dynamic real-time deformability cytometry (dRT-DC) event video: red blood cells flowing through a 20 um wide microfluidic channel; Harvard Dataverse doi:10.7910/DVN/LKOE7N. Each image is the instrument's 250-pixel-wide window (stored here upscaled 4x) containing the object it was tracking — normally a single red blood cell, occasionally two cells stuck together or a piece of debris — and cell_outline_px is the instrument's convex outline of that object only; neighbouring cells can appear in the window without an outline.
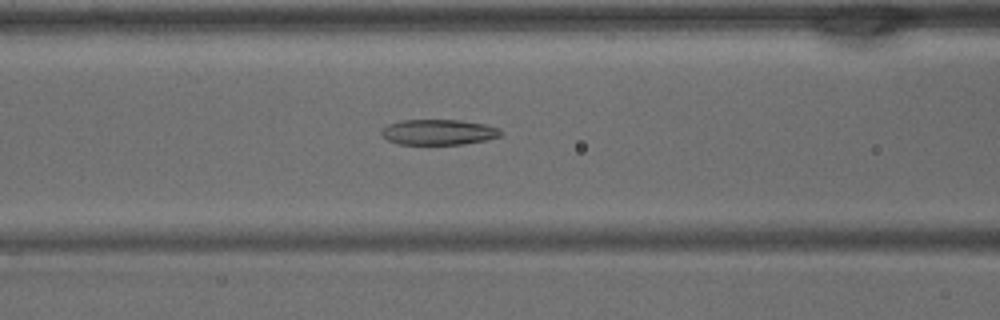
{"species": "common noctule bat (a hibernating species)", "species_latin": "Nyctalus noctula", "temperature_condition": "warm", "stored_images_in_passage": 37, "camera_frame_rate_fps": 3000, "um_per_image_px": 0.085, "animal": {"sex": "male", "body_mass_g": 15.6}, "frame": {"image": 1, "passage_image": 17, "time_ms": 5.333, "image_size_px": [1000, 320], "cell_outline_px": [[504, 132], [500, 136], [484, 140], [464, 144], [400, 144], [388, 140], [380, 132], [388, 124], [400, 120], [460, 120], [484, 124], [500, 128]], "centroid_in_image_um": [37.3, 11.22], "position_along_channel_um": 129.3, "area_um2": 17.63}}
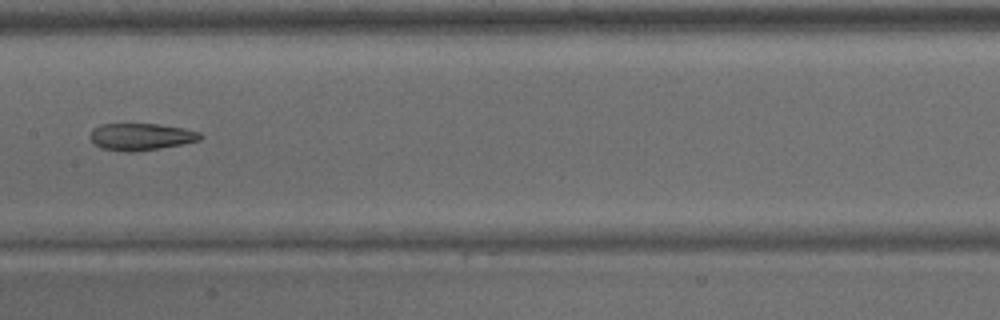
{"frame": {"image": 2, "passage_image": 21, "time_ms": 6.667, "image_size_px": [1000, 320], "cell_outline_px": [[204, 136], [200, 140], [160, 148], [136, 152], [124, 152], [100, 148], [88, 136], [92, 128], [100, 124], [160, 124], [184, 128], [200, 132]], "centroid_in_image_um": [11.96, 11.62], "position_along_channel_um": 195.4, "area_um2": 17.51}}
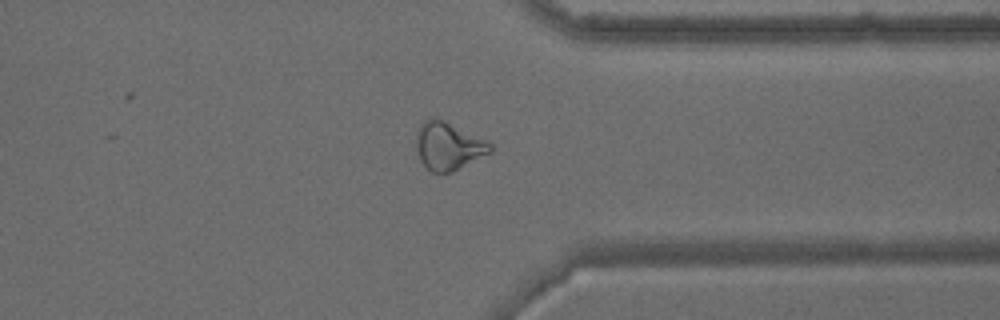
{"frame": {"image": 3, "passage_image": 32, "time_ms": 10.333, "image_size_px": [1000, 320], "cell_outline_px": [[492, 152], [452, 172], [432, 172], [420, 160], [416, 148], [416, 132], [420, 124], [428, 116], [432, 116], [444, 120], [488, 140], [492, 144]], "centroid_in_image_um": [38.11, 12.38], "position_along_channel_um": 373.3, "area_um2": 20.87}}